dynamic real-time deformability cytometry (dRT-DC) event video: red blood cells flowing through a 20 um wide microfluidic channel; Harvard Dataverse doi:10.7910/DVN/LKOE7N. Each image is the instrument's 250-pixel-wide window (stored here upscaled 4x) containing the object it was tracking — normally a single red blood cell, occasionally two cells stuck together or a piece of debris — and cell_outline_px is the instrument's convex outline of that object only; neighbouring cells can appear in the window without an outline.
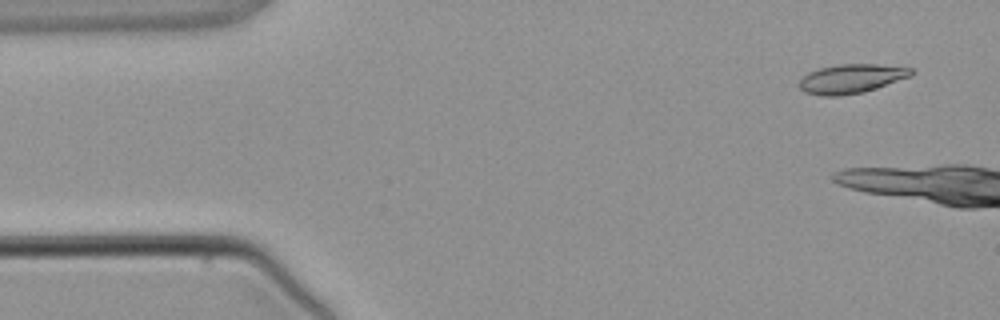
{"species": "common noctule bat (a hibernating species)", "species_latin": "Nyctalus noctula", "temperature_condition": "warm", "stored_images_in_passage": 2, "camera_frame_rate_fps": 3000, "um_per_image_px": 0.085, "animal": {"sex": "male", "body_mass_g": 21.5, "forearm_length_mm": 52.0}, "frame": {"image": 1, "passage_image": 1, "time_ms": 0.0, "image_size_px": [1000, 320], "cell_outline_px": [[916, 72], [912, 76], [864, 92], [840, 96], [820, 96], [804, 92], [800, 88], [800, 80], [808, 72], [820, 68], [840, 64], [876, 64], [912, 68]], "centroid_in_image_um": [72.38, 6.69], "position_along_channel_um": 12.6, "area_um2": 19.07}}